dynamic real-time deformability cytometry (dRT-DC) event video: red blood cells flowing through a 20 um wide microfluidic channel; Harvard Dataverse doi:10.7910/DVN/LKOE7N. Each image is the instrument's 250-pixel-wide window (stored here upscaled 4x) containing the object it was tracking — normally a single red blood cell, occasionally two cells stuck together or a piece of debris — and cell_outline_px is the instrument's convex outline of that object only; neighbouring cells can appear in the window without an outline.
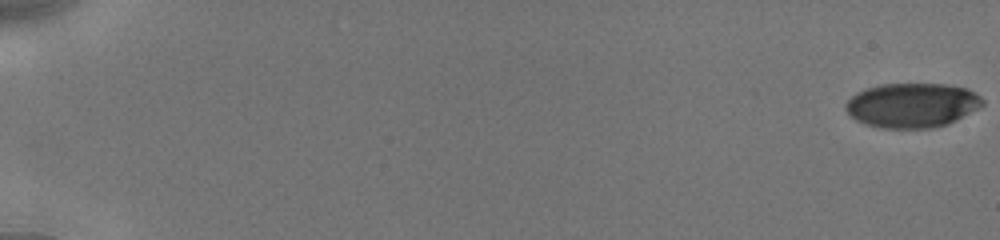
{"species": "human", "species_latin": "Homo sapiens", "temperature_condition": "cold", "stored_images_in_passage": 12, "camera_frame_rate_fps": 3000, "um_per_image_px": 0.085, "donor": {"sex": "male"}, "frame": {"image": 1, "passage_image": 1, "time_ms": 0.0, "image_size_px": [1000, 240], "cell_outline_px": [[984, 104], [948, 124], [932, 128], [880, 128], [864, 124], [848, 116], [844, 108], [844, 104], [856, 92], [880, 84], [944, 84], [968, 88], [980, 96], [984, 100]], "centroid_in_image_um": [77.48, 8.95], "position_along_channel_um": 7.5, "area_um2": 35.66}}